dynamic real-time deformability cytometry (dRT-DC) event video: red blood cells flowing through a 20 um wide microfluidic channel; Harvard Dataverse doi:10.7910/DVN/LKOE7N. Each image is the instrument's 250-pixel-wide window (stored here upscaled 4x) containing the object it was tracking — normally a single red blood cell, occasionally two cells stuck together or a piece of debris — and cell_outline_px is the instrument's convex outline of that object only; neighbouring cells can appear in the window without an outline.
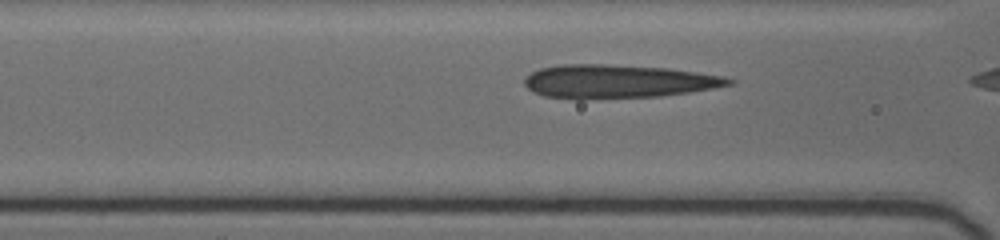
{"species": "human", "species_latin": "Homo sapiens", "temperature_condition": "cold", "stored_images_in_passage": 14, "camera_frame_rate_fps": 3000, "um_per_image_px": 0.085, "donor": {"sex": "female"}, "frame": {"image": 1, "passage_image": 9, "time_ms": 2.667, "image_size_px": [1000, 240], "cell_outline_px": [[736, 80], [732, 84], [712, 88], [688, 92], [660, 96], [580, 100], [576, 100], [544, 96], [532, 92], [524, 84], [524, 80], [532, 72], [540, 68], [560, 64], [608, 64], [668, 68], [724, 76]], "centroid_in_image_um": [52.48, 6.93], "position_along_channel_um": 114.1, "area_um2": 40.17}}
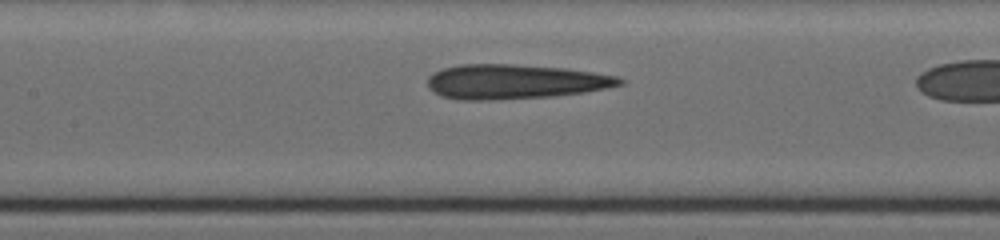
{"frame": {"image": 2, "passage_image": 12, "time_ms": 4.0, "image_size_px": [1000, 240], "cell_outline_px": [[628, 80], [624, 84], [608, 88], [584, 92], [552, 96], [488, 100], [460, 100], [440, 96], [432, 92], [428, 88], [428, 76], [432, 72], [444, 68], [460, 64], [512, 64], [564, 68], [592, 72], [616, 76]], "centroid_in_image_um": [43.74, 6.94], "position_along_channel_um": 163.7, "area_um2": 38.96}}